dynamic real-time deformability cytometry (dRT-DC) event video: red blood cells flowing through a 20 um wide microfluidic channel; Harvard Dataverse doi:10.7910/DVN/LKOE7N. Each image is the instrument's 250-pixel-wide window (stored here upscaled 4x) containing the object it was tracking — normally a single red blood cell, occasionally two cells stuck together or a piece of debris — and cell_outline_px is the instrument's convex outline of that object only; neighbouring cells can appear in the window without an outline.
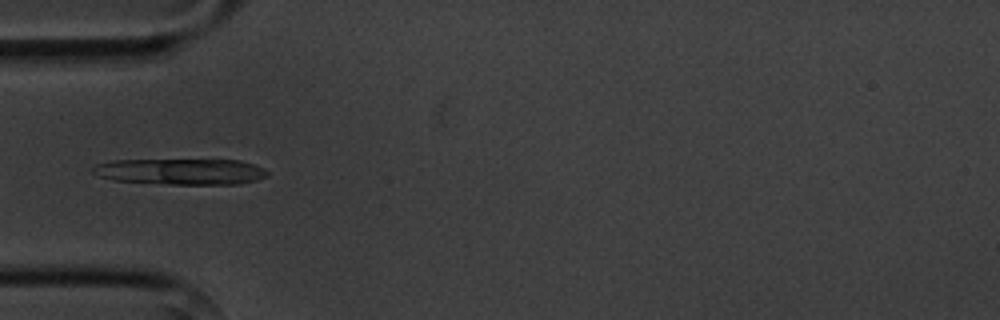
{"species": "common noctule bat (a hibernating species)", "species_latin": "Nyctalus noctula", "temperature_condition": "cold", "stored_images_in_passage": 3, "camera_frame_rate_fps": 3000, "um_per_image_px": 0.085, "animal": {"sex": "male", "body_mass_g": 20.1, "forearm_length_mm": 53.5}, "frame": {"image": 1, "passage_image": 3, "time_ms": 2.333, "image_size_px": [1000, 320], "cell_outline_px": [[268, 176], [256, 180], [240, 184], [168, 184], [112, 180], [96, 176], [92, 172], [92, 168], [96, 164], [112, 160], [240, 160], [264, 168], [268, 172]], "centroid_in_image_um": [15.35, 14.58], "position_along_channel_um": 69.7, "area_um2": 26.59}}